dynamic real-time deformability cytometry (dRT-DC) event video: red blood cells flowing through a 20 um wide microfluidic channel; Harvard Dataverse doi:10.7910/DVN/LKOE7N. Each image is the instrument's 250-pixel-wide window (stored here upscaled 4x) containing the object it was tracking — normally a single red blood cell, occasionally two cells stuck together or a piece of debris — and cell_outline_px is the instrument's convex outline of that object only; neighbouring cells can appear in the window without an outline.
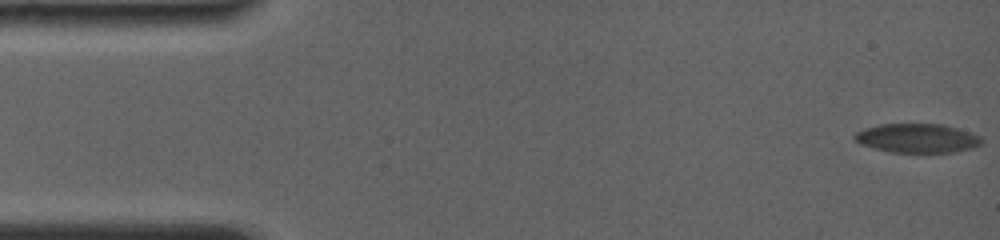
{"species": "common noctule bat (a hibernating species)", "species_latin": "Nyctalus noctula", "temperature_condition": "room temperature", "stored_images_in_passage": 72, "camera_frame_rate_fps": 4000, "um_per_image_px": 0.085, "animal": {"sex": "female", "body_mass_g": 19.0, "forearm_length_mm": 56.7}, "frame": {"image": 1, "passage_image": 1, "time_ms": 0.0, "image_size_px": [1000, 240], "cell_outline_px": [[984, 140], [980, 144], [972, 148], [952, 152], [892, 152], [860, 144], [852, 140], [852, 136], [856, 132], [864, 128], [880, 124], [944, 124], [980, 136]], "centroid_in_image_um": [77.92, 11.74], "position_along_channel_um": 7.1, "area_um2": 21.44}}
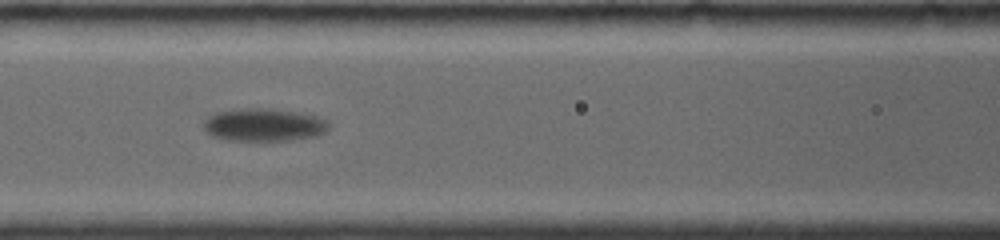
{"frame": {"image": 2, "passage_image": 31, "time_ms": 7.5, "image_size_px": [1000, 240], "cell_outline_px": [[332, 124], [324, 132], [316, 136], [288, 140], [228, 140], [212, 136], [204, 128], [204, 120], [208, 116], [216, 112], [240, 108], [264, 108], [296, 112], [316, 116], [328, 120]], "centroid_in_image_um": [22.43, 10.6], "position_along_channel_um": 144.2, "area_um2": 23.87}}
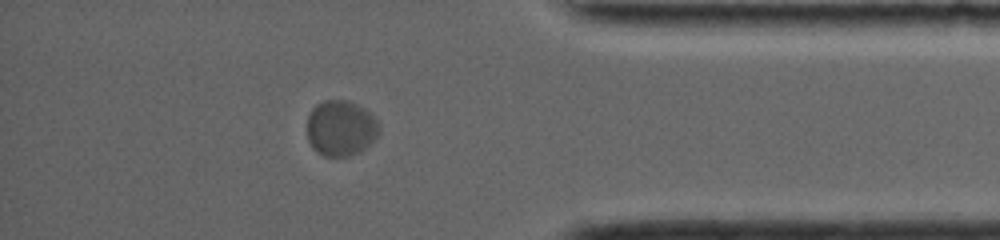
{"frame": {"image": 3, "passage_image": 62, "time_ms": 15.25, "image_size_px": [1000, 240], "cell_outline_px": [[380, 132], [364, 148], [348, 156], [324, 156], [316, 152], [312, 148], [308, 140], [308, 116], [312, 108], [316, 104], [324, 100], [348, 100], [364, 108], [380, 124]], "centroid_in_image_um": [28.94, 10.88], "position_along_channel_um": 406.3, "area_um2": 23.24}, "authors_computed_cell_mechanics": {"area_um2": 23.1489, "velocity_mm_per_s": 3.5447, "shape_relaxation_time_tau1_ms": 2.3542, "shape_relaxation_time_tau2_ms": null, "deformation_change_tau1": 0.078, "deformation_change_tau2": null}}